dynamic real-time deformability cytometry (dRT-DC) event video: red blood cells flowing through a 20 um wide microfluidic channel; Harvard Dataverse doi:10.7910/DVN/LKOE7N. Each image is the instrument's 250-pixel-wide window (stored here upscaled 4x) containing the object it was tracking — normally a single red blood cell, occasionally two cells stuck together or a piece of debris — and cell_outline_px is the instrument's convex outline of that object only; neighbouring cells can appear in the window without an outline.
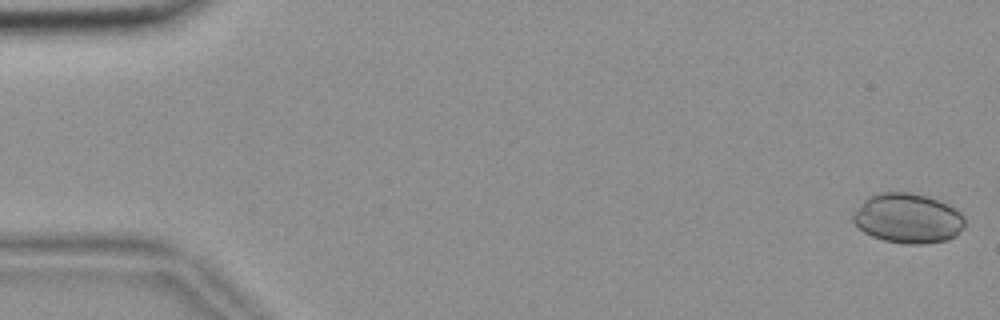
{"species": "common noctule bat (a hibernating species)", "species_latin": "Nyctalus noctula", "temperature_condition": "room temperature", "stored_images_in_passage": 11, "camera_frame_rate_fps": 3000, "um_per_image_px": 0.085, "animal": {"sex": "female", "body_mass_g": 18.4}, "frame": {"image": 1, "passage_image": 1, "time_ms": 0.0, "image_size_px": [1000, 320], "cell_outline_px": [[964, 224], [956, 236], [944, 240], [920, 244], [908, 244], [884, 240], [872, 236], [864, 232], [852, 220], [852, 216], [864, 200], [868, 196], [880, 192], [908, 192], [928, 196], [940, 200], [948, 204], [960, 212], [964, 216]], "centroid_in_image_um": [77.17, 18.54], "position_along_channel_um": 7.8, "area_um2": 32.25}}